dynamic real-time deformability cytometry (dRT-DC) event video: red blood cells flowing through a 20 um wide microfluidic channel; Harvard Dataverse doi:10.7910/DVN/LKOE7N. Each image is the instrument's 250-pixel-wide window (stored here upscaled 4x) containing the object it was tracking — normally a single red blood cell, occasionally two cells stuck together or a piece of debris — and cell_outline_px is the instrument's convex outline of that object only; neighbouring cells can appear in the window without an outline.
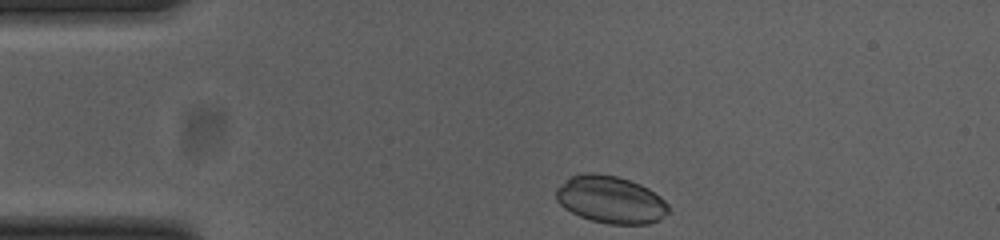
{"species": "common noctule bat (a hibernating species)", "species_latin": "Nyctalus noctula", "temperature_condition": "cold", "stored_images_in_passage": 35, "camera_frame_rate_fps": 3000, "um_per_image_px": 0.085, "animal": {"sex": "female", "body_mass_g": 23.0, "forearm_length_mm": 53.4}, "frame": {"image": 1, "passage_image": 1, "time_ms": 0.0, "image_size_px": [1000, 240], "cell_outline_px": [[668, 212], [660, 220], [648, 224], [608, 224], [592, 220], [580, 216], [564, 208], [556, 200], [556, 188], [572, 176], [588, 172], [616, 176], [640, 184], [648, 188], [660, 196], [668, 204]], "centroid_in_image_um": [51.91, 16.98], "position_along_channel_um": 33.1, "area_um2": 30.81}}
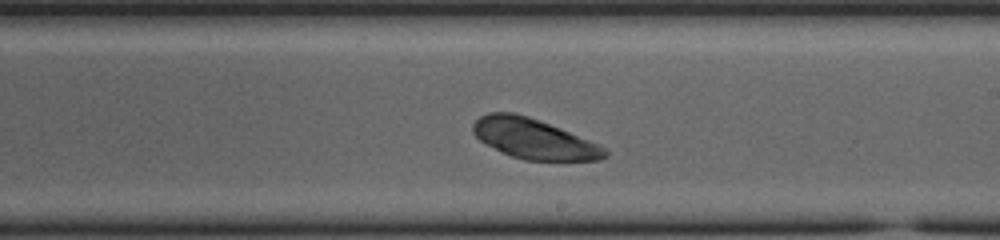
{"frame": {"image": 2, "passage_image": 22, "time_ms": 7.0, "image_size_px": [1000, 240], "cell_outline_px": [[608, 156], [600, 160], [524, 160], [512, 156], [480, 140], [472, 132], [472, 124], [480, 116], [488, 112], [512, 112], [528, 116], [568, 132], [596, 144], [604, 148], [608, 152]], "centroid_in_image_um": [45.33, 11.79], "position_along_channel_um": 243.7, "area_um2": 30.11}}
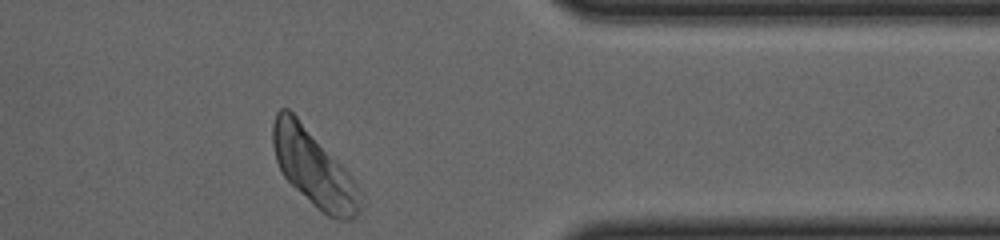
{"frame": {"image": 3, "passage_image": 35, "time_ms": 11.333, "image_size_px": [1000, 240], "cell_outline_px": [[364, 208], [352, 220], [340, 220], [328, 216], [296, 188], [284, 176], [276, 160], [272, 144], [272, 124], [276, 112], [280, 108], [288, 108], [296, 116], [352, 176], [364, 196]], "centroid_in_image_um": [26.71, 14.32], "position_along_channel_um": 384.7, "area_um2": 38.61}}